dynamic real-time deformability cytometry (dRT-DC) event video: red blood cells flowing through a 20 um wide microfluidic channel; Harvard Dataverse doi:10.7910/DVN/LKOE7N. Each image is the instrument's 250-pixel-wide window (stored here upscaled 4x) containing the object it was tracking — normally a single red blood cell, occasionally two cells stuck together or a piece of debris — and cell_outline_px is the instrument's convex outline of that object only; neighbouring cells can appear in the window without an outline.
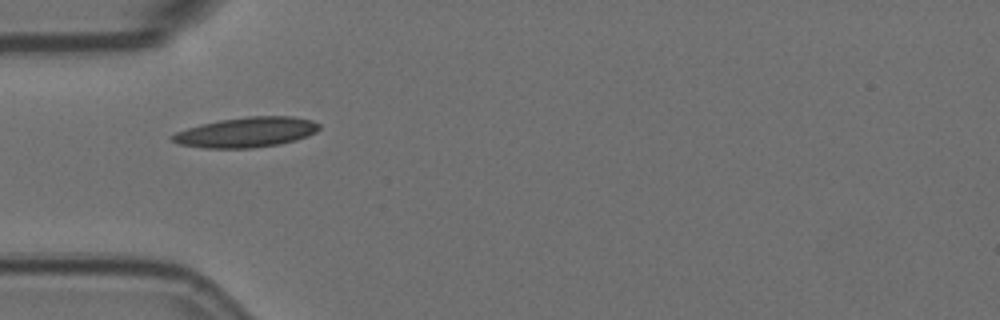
{"species": "Egyptian fruit bat (a non-hibernating species)", "species_latin": "Rousettus aegyptiacus", "temperature_condition": "room temperature", "stored_images_in_passage": 3, "camera_frame_rate_fps": 3000, "um_per_image_px": 0.085, "animal": {"sex": "female"}, "frame": {"image": 1, "passage_image": 2, "time_ms": 0.333, "image_size_px": [1000, 320], "cell_outline_px": [[320, 128], [316, 132], [296, 140], [280, 144], [252, 148], [204, 148], [176, 144], [168, 136], [176, 132], [200, 124], [220, 120], [248, 116], [292, 116], [312, 120], [320, 124]], "centroid_in_image_um": [20.92, 11.24], "position_along_channel_um": 64.1, "area_um2": 25.89}}
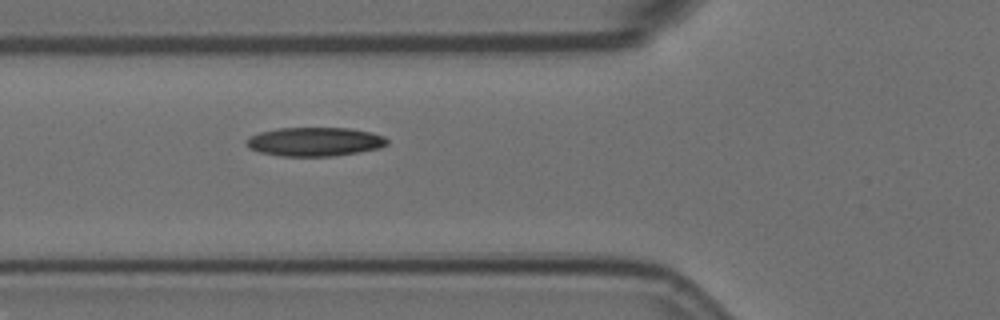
{"frame": {"image": 2, "passage_image": 3, "time_ms": 0.667, "image_size_px": [1000, 320], "cell_outline_px": [[388, 144], [380, 148], [332, 156], [280, 156], [260, 152], [248, 148], [248, 140], [252, 136], [260, 132], [280, 128], [348, 128], [372, 132], [384, 136], [388, 140]], "centroid_in_image_um": [26.8, 12.04], "position_along_channel_um": 99.0, "area_um2": 23.47}}